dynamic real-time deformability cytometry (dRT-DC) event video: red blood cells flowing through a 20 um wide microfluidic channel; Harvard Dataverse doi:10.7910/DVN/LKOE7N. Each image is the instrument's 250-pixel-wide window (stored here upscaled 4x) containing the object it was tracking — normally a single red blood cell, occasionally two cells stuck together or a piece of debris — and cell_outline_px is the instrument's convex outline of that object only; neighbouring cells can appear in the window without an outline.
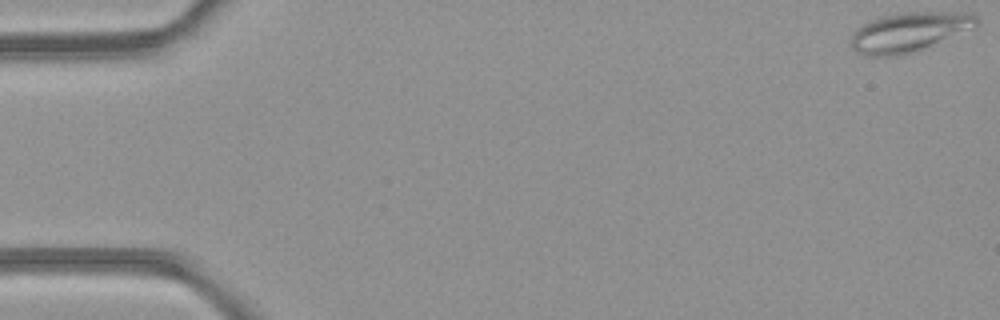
{"species": "common noctule bat (a hibernating species)", "species_latin": "Nyctalus noctula", "temperature_condition": "room temperature", "stored_images_in_passage": 50, "camera_frame_rate_fps": 3000, "um_per_image_px": 0.085, "animal": {"sex": "female", "body_mass_g": 21.9}, "frame": {"image": 1, "passage_image": 1, "time_ms": 0.0, "image_size_px": [1000, 320], "cell_outline_px": [[980, 20], [976, 24], [920, 48], [892, 56], [868, 56], [856, 52], [852, 48], [852, 32], [856, 28], [868, 20], [880, 16], [900, 12], [972, 12]], "centroid_in_image_um": [77.14, 2.67], "position_along_channel_um": 7.9, "area_um2": 27.86}}
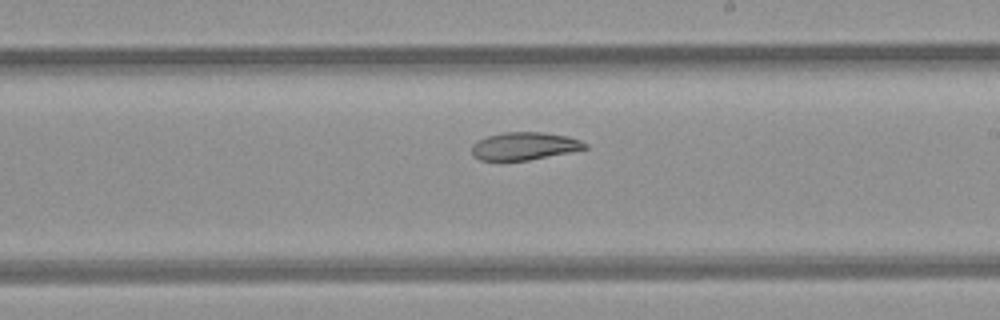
{"frame": {"image": 2, "passage_image": 29, "time_ms": 9.333, "image_size_px": [1000, 320], "cell_outline_px": [[588, 148], [528, 160], [480, 160], [472, 156], [472, 144], [476, 140], [488, 136], [504, 132], [544, 132], [568, 136], [580, 140], [588, 144]], "centroid_in_image_um": [44.55, 12.4], "position_along_channel_um": 244.4, "area_um2": 18.26}}
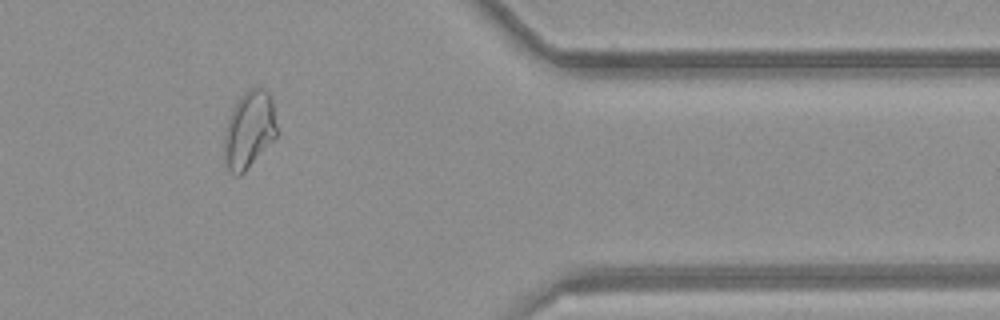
{"frame": {"image": 3, "passage_image": 41, "time_ms": 13.333, "image_size_px": [1000, 320], "cell_outline_px": [[276, 136], [244, 172], [240, 176], [236, 176], [228, 168], [224, 156], [224, 136], [228, 120], [236, 104], [244, 92], [248, 88], [264, 88], [272, 96], [276, 124]], "centroid_in_image_um": [21.18, 11.01], "position_along_channel_um": 390.2, "area_um2": 23.24}, "authors_computed_cell_mechanics": {"area_um2": 24.1604, "velocity_mm_per_s": 4.2268, "shape_relaxation_time_tau1_ms": null, "shape_relaxation_time_tau2_ms": 6.2636, "deformation_change_tau1": null, "deformation_change_tau2": 0.114}}